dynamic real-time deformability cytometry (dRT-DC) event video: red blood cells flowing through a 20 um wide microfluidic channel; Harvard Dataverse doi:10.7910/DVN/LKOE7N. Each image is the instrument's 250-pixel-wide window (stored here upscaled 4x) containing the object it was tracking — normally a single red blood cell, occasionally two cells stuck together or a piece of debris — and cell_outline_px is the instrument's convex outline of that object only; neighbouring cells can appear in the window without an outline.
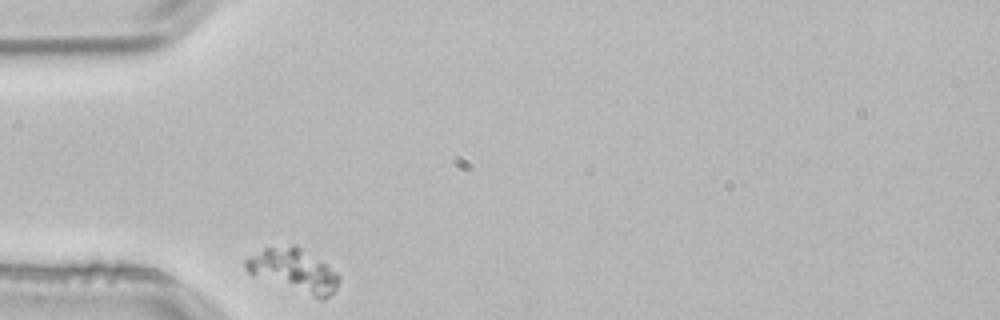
{"species": "common noctule bat (a hibernating species)", "species_latin": "Nyctalus noctula", "temperature_condition": "room temperature", "stored_images_in_passage": 2, "camera_frame_rate_fps": 3000, "um_per_image_px": 0.085, "animal": {"sex": "male", "body_mass_g": 21.5, "forearm_length_mm": 52.0}, "frame": {"image": 1, "passage_image": 1, "time_ms": 0.0, "image_size_px": [1000, 320], "cell_outline_px": [[340, 280], [336, 288], [324, 300], [320, 300], [252, 276], [244, 268], [244, 260], [264, 248], [292, 244], [296, 244], [336, 272], [340, 276]], "centroid_in_image_um": [24.94, 23.0], "position_along_channel_um": 60.1, "area_um2": 23.58}}
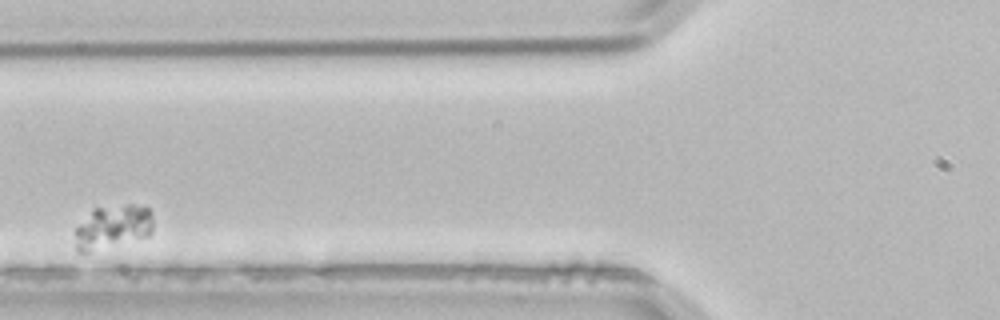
{"frame": {"image": 2, "passage_image": 2, "time_ms": 0.333, "image_size_px": [1000, 320], "cell_outline_px": [[152, 232], [148, 236], [84, 256], [76, 252], [76, 228], [92, 208], [128, 204], [132, 204], [148, 208], [152, 216]], "centroid_in_image_um": [9.54, 19.35], "position_along_channel_um": 116.3, "area_um2": 20.58}}